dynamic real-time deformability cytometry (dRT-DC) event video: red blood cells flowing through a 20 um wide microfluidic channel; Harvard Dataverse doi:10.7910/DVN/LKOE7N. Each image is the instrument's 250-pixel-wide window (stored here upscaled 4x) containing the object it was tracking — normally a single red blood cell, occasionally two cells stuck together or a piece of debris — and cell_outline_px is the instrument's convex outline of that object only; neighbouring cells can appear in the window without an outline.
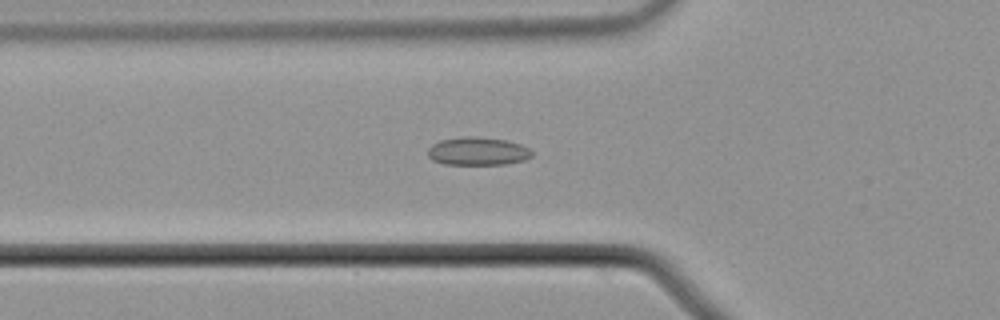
{"species": "common noctule bat (a hibernating species)", "species_latin": "Nyctalus noctula", "temperature_condition": "cold", "stored_images_in_passage": 56, "camera_frame_rate_fps": 3000, "um_per_image_px": 0.085, "animal": {"sex": "male", "body_mass_g": 21.5, "forearm_length_mm": 52.0}, "frame": {"image": 1, "passage_image": 20, "time_ms": 6.333, "image_size_px": [1000, 320], "cell_outline_px": [[532, 156], [524, 160], [504, 164], [444, 164], [432, 160], [428, 156], [428, 148], [432, 144], [440, 140], [464, 136], [476, 136], [508, 140], [520, 144], [528, 148], [532, 152]], "centroid_in_image_um": [40.59, 12.84], "position_along_channel_um": 85.2, "area_um2": 17.11}}
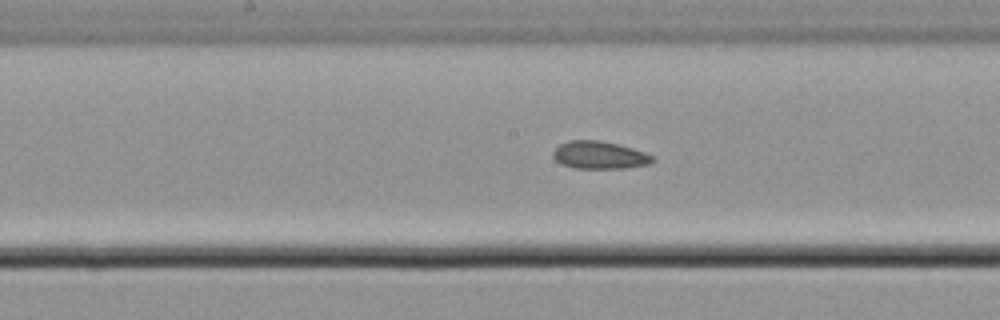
{"frame": {"image": 2, "passage_image": 29, "time_ms": 9.333, "image_size_px": [1000, 320], "cell_outline_px": [[656, 160], [648, 164], [624, 168], [572, 168], [560, 164], [552, 156], [552, 152], [560, 144], [568, 140], [600, 140], [632, 148], [644, 152], [652, 156]], "centroid_in_image_um": [50.91, 13.18], "position_along_channel_um": 197.3, "area_um2": 16.01}}
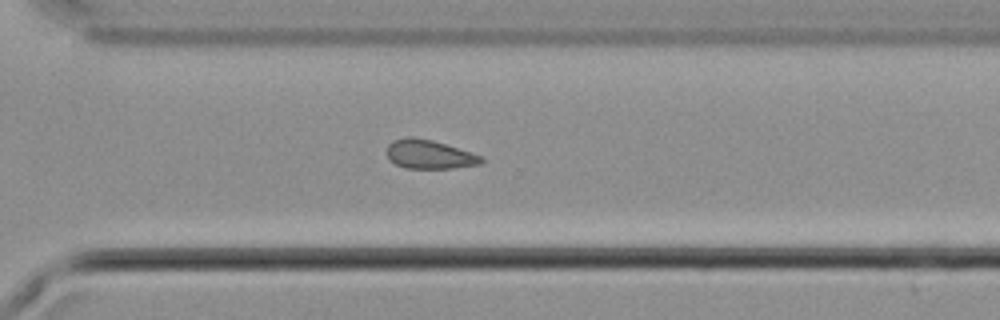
{"frame": {"image": 3, "passage_image": 40, "time_ms": 13.0, "image_size_px": [1000, 320], "cell_outline_px": [[484, 164], [452, 168], [404, 168], [388, 160], [388, 144], [392, 140], [408, 136], [412, 136], [432, 140], [484, 156]], "centroid_in_image_um": [36.52, 13.12], "position_along_channel_um": 334.1, "area_um2": 16.07}, "authors_computed_cell_mechanics": {"area_um2": 16.5019, "velocity_mm_per_s": 3.7302, "shape_relaxation_time_tau1_ms": null, "shape_relaxation_time_tau2_ms": 11.3731, "deformation_change_tau1": null, "deformation_change_tau2": 0.1965}}